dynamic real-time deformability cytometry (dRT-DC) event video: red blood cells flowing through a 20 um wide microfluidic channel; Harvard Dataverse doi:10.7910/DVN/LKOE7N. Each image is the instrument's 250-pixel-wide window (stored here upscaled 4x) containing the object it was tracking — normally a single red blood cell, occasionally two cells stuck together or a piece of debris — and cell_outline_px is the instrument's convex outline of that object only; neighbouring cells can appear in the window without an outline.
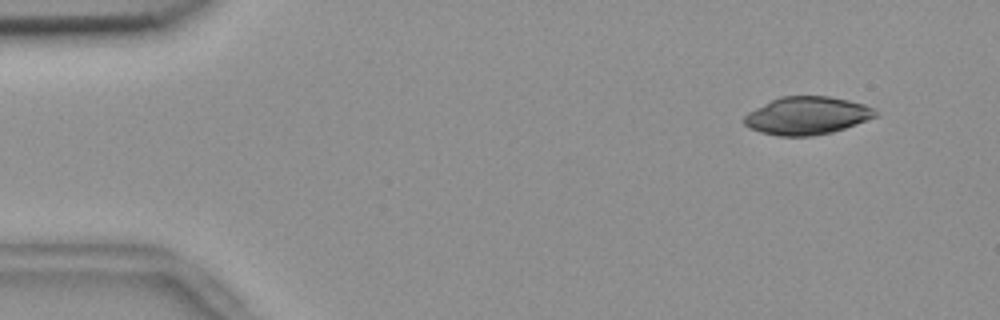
{"species": "common noctule bat (a hibernating species)", "species_latin": "Nyctalus noctula", "temperature_condition": "room temperature", "stored_images_in_passage": 55, "camera_frame_rate_fps": 3000, "um_per_image_px": 0.085, "animal": {"sex": "female", "body_mass_g": 18.4}, "frame": {"image": 1, "passage_image": 5, "time_ms": 1.333, "image_size_px": [1000, 320], "cell_outline_px": [[880, 112], [876, 116], [856, 124], [832, 132], [812, 136], [776, 136], [760, 132], [748, 128], [744, 124], [744, 116], [748, 112], [780, 96], [828, 96], [848, 100], [864, 104]], "centroid_in_image_um": [68.58, 9.83], "position_along_channel_um": 16.4, "area_um2": 28.9}}
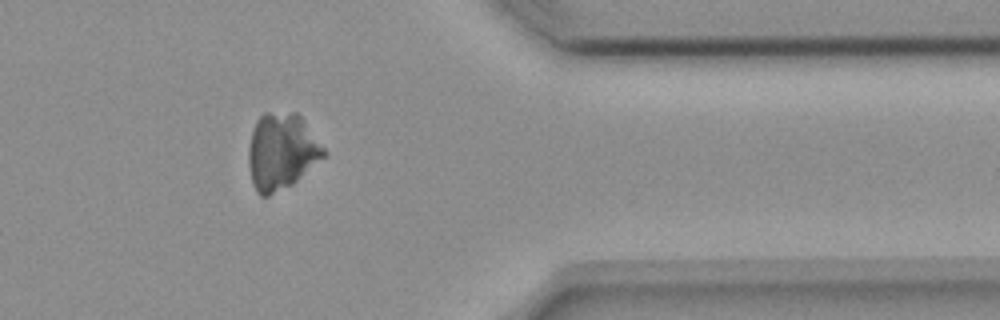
{"frame": {"image": 2, "passage_image": 45, "time_ms": 14.667, "image_size_px": [1000, 320], "cell_outline_px": [[328, 152], [324, 156], [292, 184], [268, 196], [260, 196], [256, 192], [252, 184], [248, 164], [248, 148], [252, 132], [256, 120], [264, 112], [296, 112], [300, 116]], "centroid_in_image_um": [23.9, 12.87], "position_along_channel_um": 387.5, "area_um2": 33.41}}
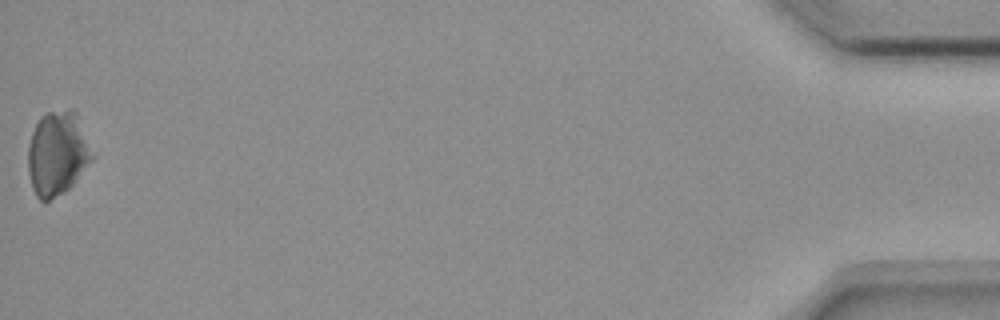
{"frame": {"image": 3, "passage_image": 55, "time_ms": 18.0, "image_size_px": [1000, 320], "cell_outline_px": [[96, 156], [76, 180], [68, 188], [48, 200], [40, 200], [36, 196], [32, 188], [28, 172], [28, 144], [32, 132], [40, 116], [44, 112], [68, 108], [72, 108], [76, 112]], "centroid_in_image_um": [4.89, 12.98], "position_along_channel_um": 430.3, "area_um2": 31.79}}